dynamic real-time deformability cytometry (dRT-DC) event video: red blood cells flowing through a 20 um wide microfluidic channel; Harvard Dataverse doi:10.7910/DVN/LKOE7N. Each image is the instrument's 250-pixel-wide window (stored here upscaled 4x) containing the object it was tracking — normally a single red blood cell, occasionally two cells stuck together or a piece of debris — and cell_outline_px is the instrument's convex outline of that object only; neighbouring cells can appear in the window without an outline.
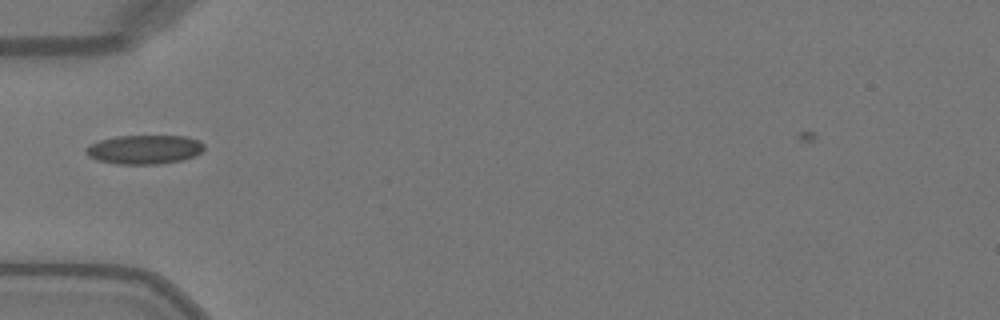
{"species": "Egyptian fruit bat (a non-hibernating species)", "species_latin": "Rousettus aegyptiacus", "temperature_condition": "warm", "stored_images_in_passage": 34, "camera_frame_rate_fps": 3000, "um_per_image_px": 0.085, "animal": {"sex": "female"}, "frame": {"image": 1, "passage_image": 1, "time_ms": 0.0, "image_size_px": [1000, 320], "cell_outline_px": [[204, 148], [200, 152], [192, 156], [180, 160], [156, 164], [120, 164], [96, 160], [88, 156], [84, 148], [100, 140], [116, 136], [184, 136], [200, 140], [204, 144]], "centroid_in_image_um": [12.25, 12.7], "position_along_channel_um": 72.7, "area_um2": 19.83}}
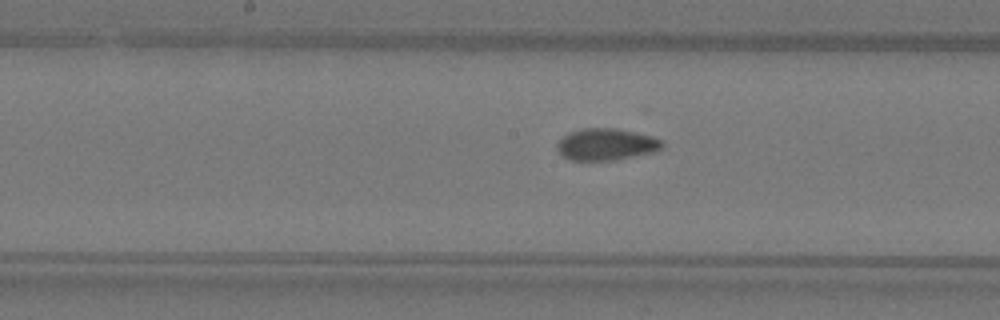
{"frame": {"image": 2, "passage_image": 10, "time_ms": 3.0, "image_size_px": [1000, 320], "cell_outline_px": [[664, 144], [660, 148], [652, 152], [612, 160], [572, 160], [564, 156], [556, 148], [556, 144], [568, 132], [584, 128], [616, 128], [652, 136], [660, 140]], "centroid_in_image_um": [51.49, 12.26], "position_along_channel_um": 196.7, "area_um2": 19.13}}
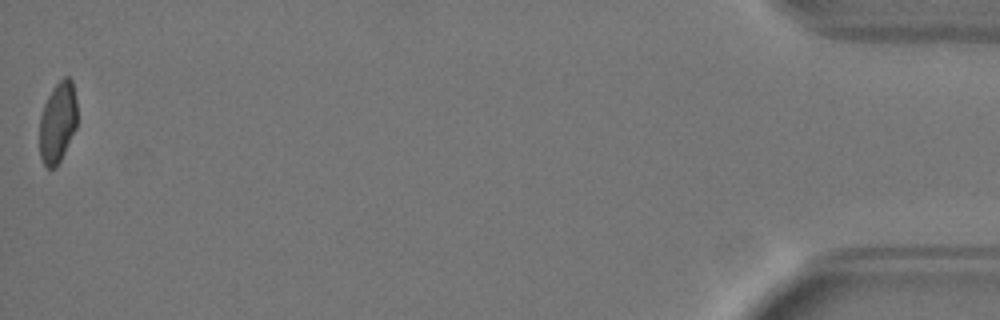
{"frame": {"image": 3, "passage_image": 34, "time_ms": 11.0, "image_size_px": [1000, 320], "cell_outline_px": [[76, 128], [56, 168], [48, 168], [44, 164], [40, 156], [40, 116], [44, 104], [52, 88], [64, 76], [68, 76], [72, 80], [76, 100]], "centroid_in_image_um": [4.9, 10.38], "position_along_channel_um": 430.3, "area_um2": 17.63}, "authors_computed_cell_mechanics": {"area_um2": 19.074, "velocity_mm_per_s": 4.0846, "shape_relaxation_time_tau1_ms": 11.0574, "shape_relaxation_time_tau2_ms": 1.192, "deformation_change_tau1": 0.2432, "deformation_change_tau2": 0.0533}}